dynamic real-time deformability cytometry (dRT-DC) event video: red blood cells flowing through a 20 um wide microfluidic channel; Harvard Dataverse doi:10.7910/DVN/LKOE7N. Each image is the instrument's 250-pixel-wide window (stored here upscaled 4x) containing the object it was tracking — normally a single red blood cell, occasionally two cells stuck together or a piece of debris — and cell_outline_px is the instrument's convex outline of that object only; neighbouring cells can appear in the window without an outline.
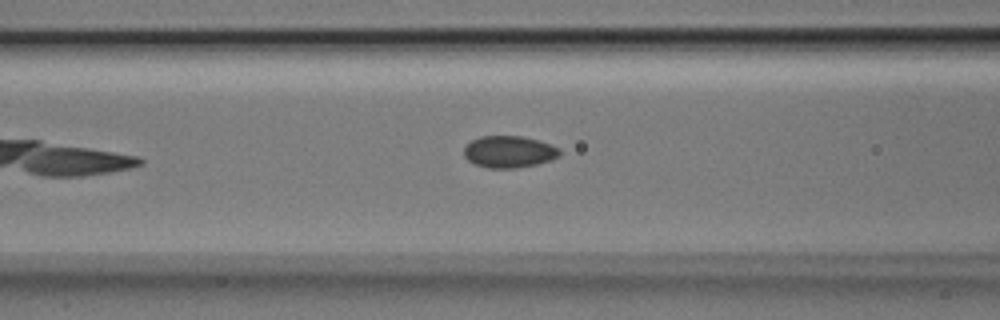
{"species": "Egyptian fruit bat (a non-hibernating species)", "species_latin": "Rousettus aegyptiacus", "temperature_condition": "room temperature", "stored_images_in_passage": 29, "camera_frame_rate_fps": 3000, "um_per_image_px": 0.085, "animal": {"sex": "male"}, "frame": {"image": 1, "passage_image": 8, "time_ms": 2.333, "image_size_px": [1000, 320], "cell_outline_px": [[560, 156], [536, 164], [516, 168], [488, 168], [476, 164], [468, 160], [464, 156], [464, 148], [472, 140], [480, 136], [524, 136], [552, 144], [560, 148]], "centroid_in_image_um": [43.28, 12.89], "position_along_channel_um": 123.3, "area_um2": 17.74}}
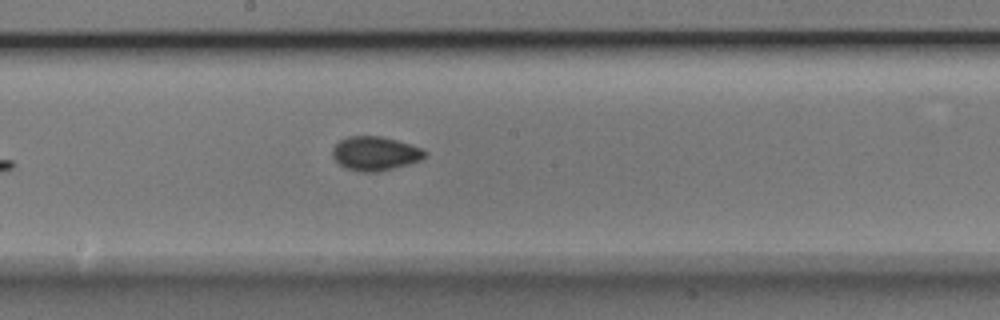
{"frame": {"image": 2, "passage_image": 15, "time_ms": 4.667, "image_size_px": [1000, 320], "cell_outline_px": [[428, 152], [420, 160], [408, 164], [376, 172], [360, 172], [348, 168], [340, 164], [332, 156], [332, 148], [340, 140], [348, 136], [380, 136], [396, 140], [424, 148]], "centroid_in_image_um": [31.89, 13.03], "position_along_channel_um": 216.3, "area_um2": 18.21}}
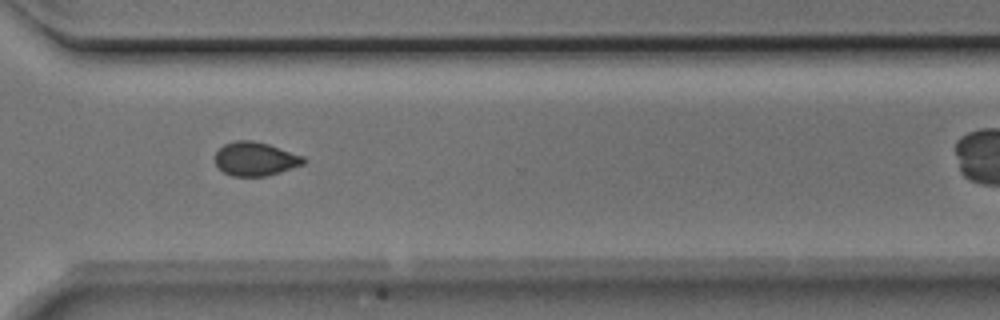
{"frame": {"image": 3, "passage_image": 25, "time_ms": 8.0, "image_size_px": [1000, 320], "cell_outline_px": [[308, 160], [304, 164], [280, 172], [264, 176], [232, 176], [224, 172], [216, 164], [216, 152], [224, 144], [236, 140], [252, 140], [268, 144], [304, 156]], "centroid_in_image_um": [21.73, 13.5], "position_along_channel_um": 348.9, "area_um2": 17.34}}